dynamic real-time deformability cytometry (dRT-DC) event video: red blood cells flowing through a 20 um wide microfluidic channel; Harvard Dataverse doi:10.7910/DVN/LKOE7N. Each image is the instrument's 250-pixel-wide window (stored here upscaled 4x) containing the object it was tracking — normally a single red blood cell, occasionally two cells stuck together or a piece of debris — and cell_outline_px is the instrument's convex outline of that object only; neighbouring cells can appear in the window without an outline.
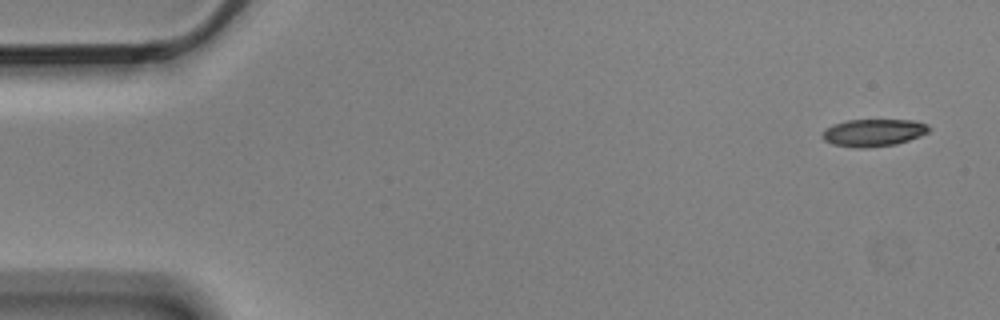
{"species": "Egyptian fruit bat (a non-hibernating species)", "species_latin": "Rousettus aegyptiacus", "temperature_condition": "cold", "stored_images_in_passage": 4, "camera_frame_rate_fps": 3000, "um_per_image_px": 0.085, "animal": {"sex": "male"}, "frame": {"image": 1, "passage_image": 1, "time_ms": 0.0, "image_size_px": [1000, 320], "cell_outline_px": [[932, 128], [928, 132], [920, 136], [896, 144], [864, 148], [856, 148], [832, 144], [824, 140], [820, 136], [824, 128], [832, 124], [848, 120], [912, 120], [928, 124]], "centroid_in_image_um": [74.22, 11.27], "position_along_channel_um": 10.8, "area_um2": 17.17}}
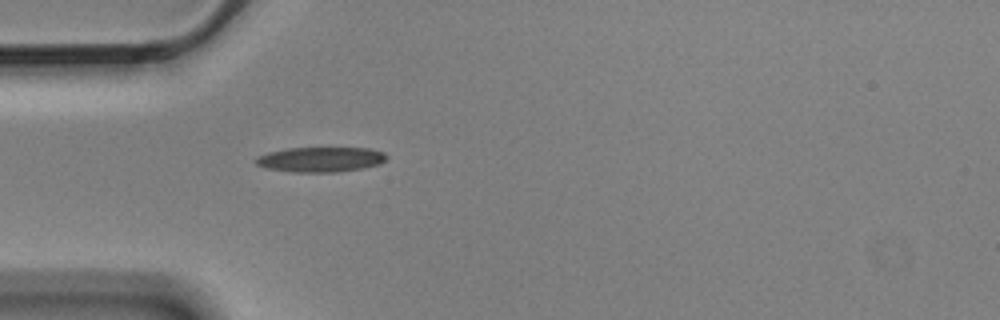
{"frame": {"image": 2, "passage_image": 4, "time_ms": 1.0, "image_size_px": [1000, 320], "cell_outline_px": [[388, 156], [380, 164], [364, 168], [336, 172], [292, 172], [264, 168], [256, 164], [256, 156], [268, 152], [288, 148], [368, 148], [384, 152]], "centroid_in_image_um": [27.24, 13.55], "position_along_channel_um": 57.8, "area_um2": 19.13}}